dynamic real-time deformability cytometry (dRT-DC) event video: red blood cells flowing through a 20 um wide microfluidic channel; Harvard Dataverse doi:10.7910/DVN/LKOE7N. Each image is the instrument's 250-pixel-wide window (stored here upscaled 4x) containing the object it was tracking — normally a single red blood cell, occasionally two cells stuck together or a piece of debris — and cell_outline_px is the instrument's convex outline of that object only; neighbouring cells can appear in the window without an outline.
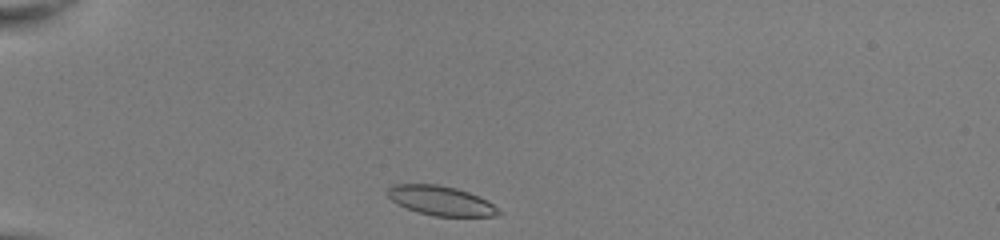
{"species": "common noctule bat (a hibernating species)", "species_latin": "Nyctalus noctula", "temperature_condition": "room temperature", "stored_images_in_passage": 37, "camera_frame_rate_fps": 3000, "um_per_image_px": 0.085, "animal": {"sex": "female", "body_mass_g": 22.0, "forearm_length_mm": 56.7}, "frame": {"image": 1, "passage_image": 1, "time_ms": 0.0, "image_size_px": [1000, 240], "cell_outline_px": [[504, 212], [492, 216], [432, 216], [396, 204], [384, 192], [392, 184], [436, 184], [456, 188], [468, 192], [500, 208]], "centroid_in_image_um": [37.44, 17.05], "position_along_channel_um": 47.6, "area_um2": 18.96}}
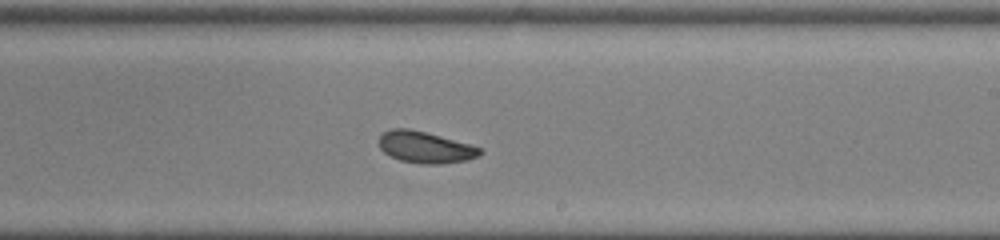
{"frame": {"image": 2, "passage_image": 19, "time_ms": 6.0, "image_size_px": [1000, 240], "cell_outline_px": [[480, 152], [476, 156], [468, 160], [440, 164], [420, 164], [400, 160], [384, 152], [380, 148], [380, 136], [384, 132], [392, 128], [408, 128], [440, 136], [468, 144], [480, 148]], "centroid_in_image_um": [36.11, 12.52], "position_along_channel_um": 252.9, "area_um2": 18.15}}
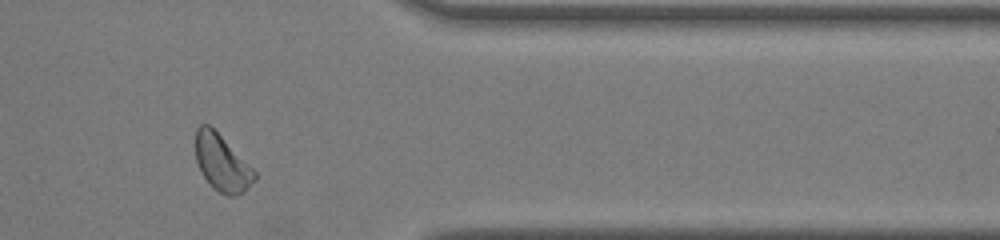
{"frame": {"image": 3, "passage_image": 30, "time_ms": 9.667, "image_size_px": [1000, 240], "cell_outline_px": [[256, 180], [244, 192], [232, 196], [228, 196], [212, 188], [204, 176], [196, 160], [196, 128], [200, 124], [208, 124], [256, 172]], "centroid_in_image_um": [18.86, 13.88], "position_along_channel_um": 392.5, "area_um2": 18.9}, "authors_computed_cell_mechanics": {"area_um2": 18.9584, "velocity_mm_per_s": 4.0344, "shape_relaxation_time_tau1_ms": 7.0868, "shape_relaxation_time_tau2_ms": null, "deformation_change_tau1": 0.1582, "deformation_change_tau2": null}}